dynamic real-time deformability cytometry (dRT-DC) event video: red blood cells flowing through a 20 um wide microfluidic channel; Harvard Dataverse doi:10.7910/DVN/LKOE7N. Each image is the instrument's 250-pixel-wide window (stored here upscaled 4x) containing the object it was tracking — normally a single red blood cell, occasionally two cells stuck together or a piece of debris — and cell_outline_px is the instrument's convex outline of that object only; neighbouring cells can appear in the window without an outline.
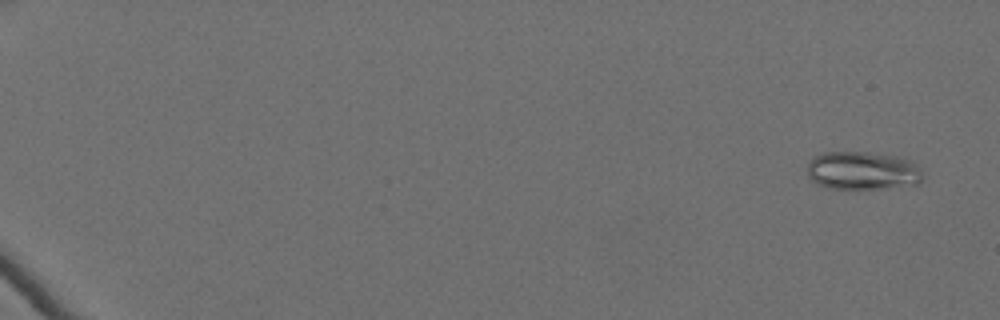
{"species": "Egyptian fruit bat (a non-hibernating species)", "species_latin": "Rousettus aegyptiacus", "temperature_condition": "cold", "stored_images_in_passage": 62, "camera_frame_rate_fps": 3000, "um_per_image_px": 0.085, "animal": {"sex": "female"}, "frame": {"image": 1, "passage_image": 4, "time_ms": 1.0, "image_size_px": [1000, 320], "cell_outline_px": [[924, 176], [920, 184], [880, 188], [832, 188], [816, 184], [808, 176], [808, 164], [816, 156], [824, 152], [868, 152], [896, 156], [912, 160], [924, 172]], "centroid_in_image_um": [73.38, 14.5], "position_along_channel_um": 11.6, "area_um2": 25.78}}
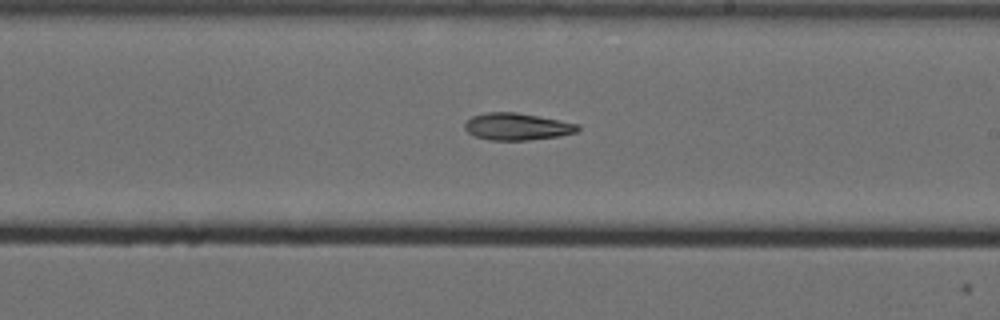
{"frame": {"image": 2, "passage_image": 41, "time_ms": 13.333, "image_size_px": [1000, 320], "cell_outline_px": [[580, 128], [576, 132], [560, 136], [528, 140], [492, 140], [472, 136], [464, 128], [464, 124], [472, 116], [488, 112], [516, 112], [580, 124]], "centroid_in_image_um": [43.94, 10.76], "position_along_channel_um": 245.1, "area_um2": 17.8}}
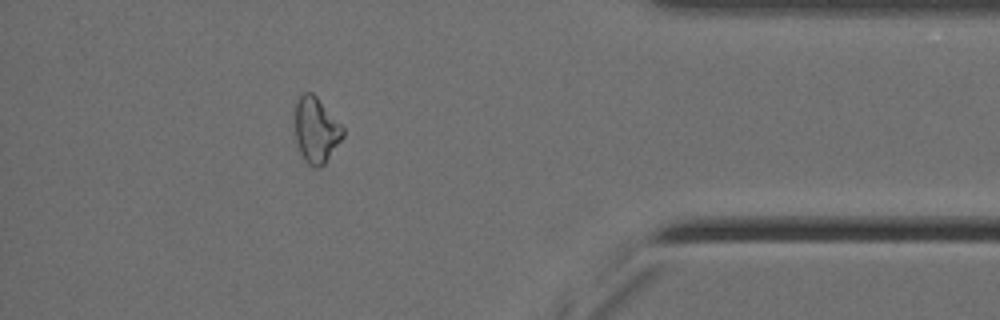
{"frame": {"image": 3, "passage_image": 57, "time_ms": 18.667, "image_size_px": [1000, 320], "cell_outline_px": [[344, 136], [324, 164], [320, 168], [316, 168], [308, 164], [304, 160], [296, 148], [296, 104], [300, 92], [312, 92], [316, 96], [344, 128]], "centroid_in_image_um": [26.85, 11.07], "position_along_channel_um": 408.3, "area_um2": 18.32}}